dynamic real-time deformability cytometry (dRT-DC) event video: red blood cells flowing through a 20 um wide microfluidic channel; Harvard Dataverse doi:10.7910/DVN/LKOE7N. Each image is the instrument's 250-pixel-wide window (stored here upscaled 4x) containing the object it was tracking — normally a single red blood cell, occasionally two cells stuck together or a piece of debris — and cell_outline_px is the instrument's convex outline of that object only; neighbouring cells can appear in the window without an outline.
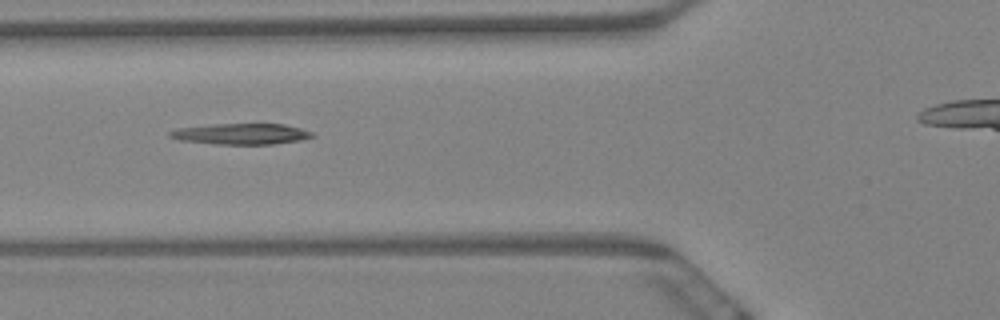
{"species": "Egyptian fruit bat (a non-hibernating species)", "species_latin": "Rousettus aegyptiacus", "temperature_condition": "warm", "stored_images_in_passage": 8, "camera_frame_rate_fps": 3000, "um_per_image_px": 0.085, "animal": {"sex": "female"}, "frame": {"image": 1, "passage_image": 7, "time_ms": 2.0, "image_size_px": [1000, 320], "cell_outline_px": [[316, 136], [300, 140], [272, 144], [216, 144], [180, 140], [168, 136], [168, 132], [176, 128], [212, 124], [284, 124], [300, 128], [312, 132]], "centroid_in_image_um": [20.48, 11.38], "position_along_channel_um": 105.3, "area_um2": 17.34}}
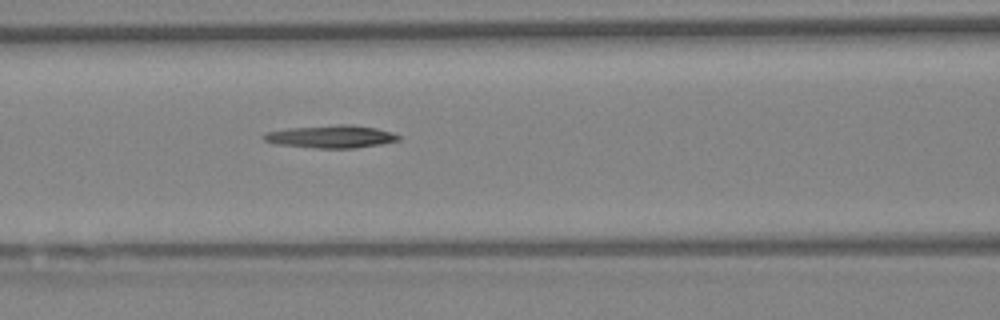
{"frame": {"image": 2, "passage_image": 8, "time_ms": 2.333, "image_size_px": [1000, 320], "cell_outline_px": [[400, 140], [380, 144], [356, 148], [316, 148], [272, 144], [264, 140], [260, 136], [264, 132], [284, 128], [340, 124], [352, 124], [376, 128], [392, 132], [400, 136]], "centroid_in_image_um": [28.06, 11.6], "position_along_channel_um": 138.5, "area_um2": 18.21}}